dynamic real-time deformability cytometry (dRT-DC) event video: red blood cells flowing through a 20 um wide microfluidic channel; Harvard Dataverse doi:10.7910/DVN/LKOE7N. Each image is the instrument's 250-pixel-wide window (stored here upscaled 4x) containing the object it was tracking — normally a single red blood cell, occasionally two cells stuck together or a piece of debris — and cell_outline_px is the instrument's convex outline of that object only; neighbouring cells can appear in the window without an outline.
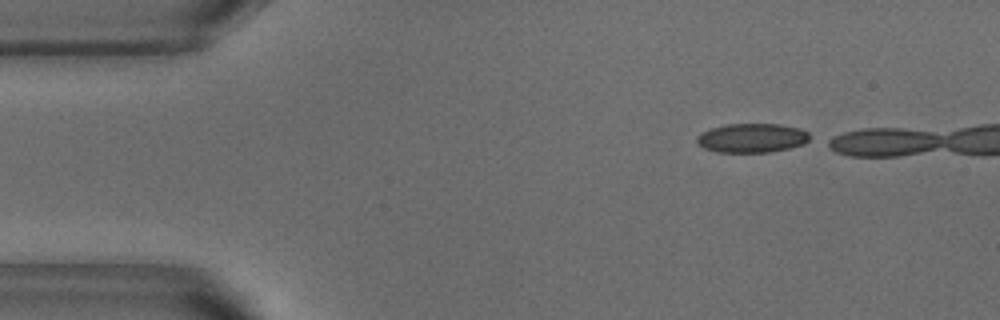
{"species": "common noctule bat (a hibernating species)", "species_latin": "Nyctalus noctula", "temperature_condition": "warm", "stored_images_in_passage": 6, "camera_frame_rate_fps": 3000, "um_per_image_px": 0.085, "animal": {"sex": "male", "body_mass_g": 18.8}, "frame": {"image": 1, "passage_image": 1, "time_ms": 0.0, "image_size_px": [1000, 320], "cell_outline_px": [[812, 140], [804, 144], [772, 152], [716, 152], [704, 148], [696, 140], [696, 136], [708, 128], [728, 124], [780, 124], [800, 128], [808, 132]], "centroid_in_image_um": [63.94, 11.72], "position_along_channel_um": 21.1, "area_um2": 19.36}}